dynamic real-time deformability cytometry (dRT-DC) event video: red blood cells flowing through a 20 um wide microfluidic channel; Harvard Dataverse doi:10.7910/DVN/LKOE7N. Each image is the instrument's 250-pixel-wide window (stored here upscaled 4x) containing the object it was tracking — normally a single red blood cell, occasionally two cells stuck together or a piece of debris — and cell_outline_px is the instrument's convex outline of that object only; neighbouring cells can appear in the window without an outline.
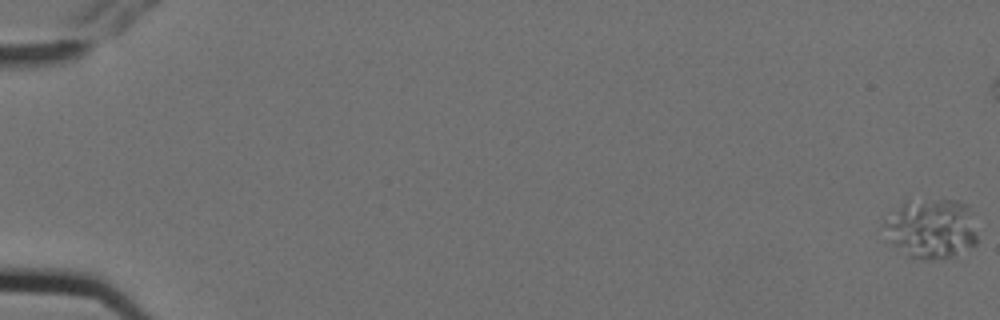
{"species": "Egyptian fruit bat (a non-hibernating species)", "species_latin": "Rousettus aegyptiacus", "temperature_condition": "cold", "stored_images_in_passage": 6, "camera_frame_rate_fps": 3000, "um_per_image_px": 0.085, "animal": {"sex": "female"}, "frame": {"image": 1, "passage_image": 1, "time_ms": 0.0, "image_size_px": [1000, 320], "cell_outline_px": [[976, 244], [956, 256], [936, 260], [924, 260], [908, 256], [884, 240], [884, 224], [908, 196], [956, 200], [968, 204], [976, 236]], "centroid_in_image_um": [79.12, 19.41], "position_along_channel_um": 5.9, "area_um2": 33.47}}